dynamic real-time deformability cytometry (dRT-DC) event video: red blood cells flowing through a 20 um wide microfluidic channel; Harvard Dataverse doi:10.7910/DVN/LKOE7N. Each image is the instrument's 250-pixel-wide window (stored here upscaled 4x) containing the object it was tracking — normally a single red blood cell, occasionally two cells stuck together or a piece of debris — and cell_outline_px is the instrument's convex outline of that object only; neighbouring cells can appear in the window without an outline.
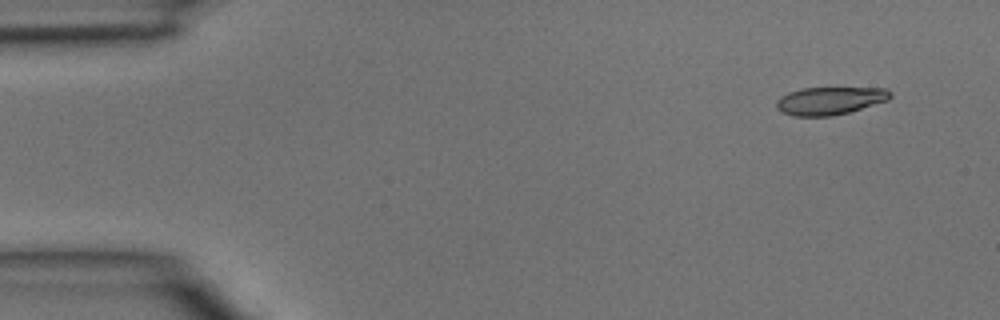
{"species": "common noctule bat (a hibernating species)", "species_latin": "Nyctalus noctula", "temperature_condition": "room temperature", "stored_images_in_passage": 3, "camera_frame_rate_fps": 3000, "um_per_image_px": 0.085, "animal": {"sex": "male", "body_mass_g": 15.6}, "frame": {"image": 1, "passage_image": 1, "time_ms": 0.0, "image_size_px": [1000, 320], "cell_outline_px": [[892, 96], [888, 100], [848, 112], [832, 116], [796, 116], [784, 112], [776, 108], [776, 100], [780, 96], [788, 92], [800, 88], [888, 88], [892, 92]], "centroid_in_image_um": [70.54, 8.55], "position_along_channel_um": 14.5, "area_um2": 18.44}}